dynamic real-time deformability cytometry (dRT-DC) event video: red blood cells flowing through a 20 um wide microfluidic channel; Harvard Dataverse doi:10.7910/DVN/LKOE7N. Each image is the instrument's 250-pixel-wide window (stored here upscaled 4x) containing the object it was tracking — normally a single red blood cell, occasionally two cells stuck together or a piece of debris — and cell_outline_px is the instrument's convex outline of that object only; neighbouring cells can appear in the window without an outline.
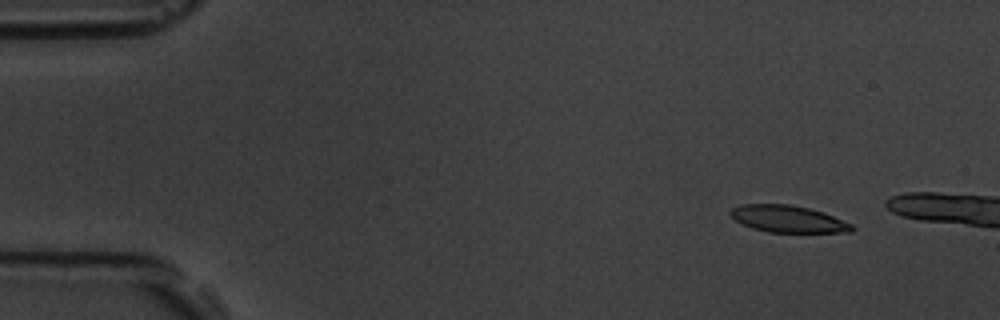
{"species": "common noctule bat (a hibernating species)", "species_latin": "Nyctalus noctula", "temperature_condition": "room temperature", "stored_images_in_passage": 6, "camera_frame_rate_fps": 3000, "um_per_image_px": 0.085, "animal": {"sex": "male", "body_mass_g": 19.5, "forearm_length_mm": 54.6}, "frame": {"image": 1, "passage_image": 1, "time_ms": 0.0, "image_size_px": [1000, 320], "cell_outline_px": [[856, 228], [852, 232], [768, 232], [752, 228], [736, 220], [728, 212], [732, 208], [744, 204], [788, 204], [808, 208], [824, 212], [852, 224]], "centroid_in_image_um": [67.01, 18.61], "position_along_channel_um": 18.0, "area_um2": 18.96}}